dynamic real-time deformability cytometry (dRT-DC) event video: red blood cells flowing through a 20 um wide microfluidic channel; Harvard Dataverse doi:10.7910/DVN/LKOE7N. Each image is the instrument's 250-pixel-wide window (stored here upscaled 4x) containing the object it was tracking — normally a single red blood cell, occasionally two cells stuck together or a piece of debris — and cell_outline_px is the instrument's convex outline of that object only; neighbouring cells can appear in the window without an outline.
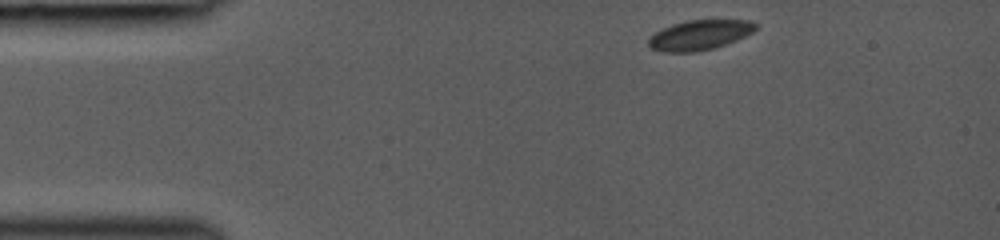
{"species": "common noctule bat (a hibernating species)", "species_latin": "Nyctalus noctula", "temperature_condition": "room temperature", "stored_images_in_passage": 38, "camera_frame_rate_fps": 3000, "um_per_image_px": 0.085, "animal": {"sex": "female", "body_mass_g": 19.0, "forearm_length_mm": 53.3}, "frame": {"image": 1, "passage_image": 1, "time_ms": 0.0, "image_size_px": [1000, 240], "cell_outline_px": [[756, 28], [752, 32], [736, 40], [716, 48], [696, 52], [660, 52], [648, 48], [648, 40], [656, 32], [672, 24], [688, 20], [752, 20], [756, 24]], "centroid_in_image_um": [59.45, 2.99], "position_along_channel_um": 25.6, "area_um2": 18.73}}
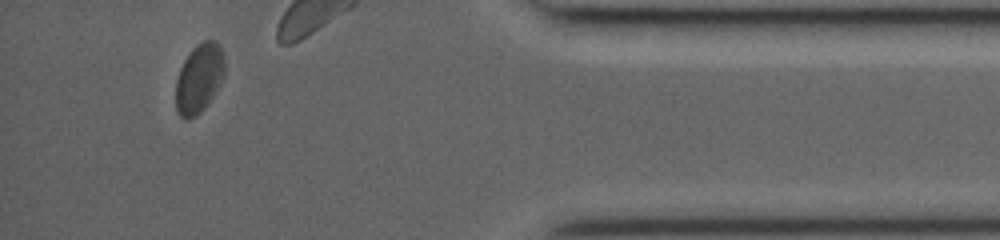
{"frame": {"image": 2, "passage_image": 35, "time_ms": 11.333, "image_size_px": [1000, 240], "cell_outline_px": [[224, 76], [212, 96], [204, 108], [196, 116], [188, 120], [184, 120], [176, 112], [176, 80], [180, 68], [184, 60], [196, 44], [204, 40], [212, 40], [220, 44], [224, 56]], "centroid_in_image_um": [16.91, 6.66], "position_along_channel_um": 418.3, "area_um2": 19.71}}